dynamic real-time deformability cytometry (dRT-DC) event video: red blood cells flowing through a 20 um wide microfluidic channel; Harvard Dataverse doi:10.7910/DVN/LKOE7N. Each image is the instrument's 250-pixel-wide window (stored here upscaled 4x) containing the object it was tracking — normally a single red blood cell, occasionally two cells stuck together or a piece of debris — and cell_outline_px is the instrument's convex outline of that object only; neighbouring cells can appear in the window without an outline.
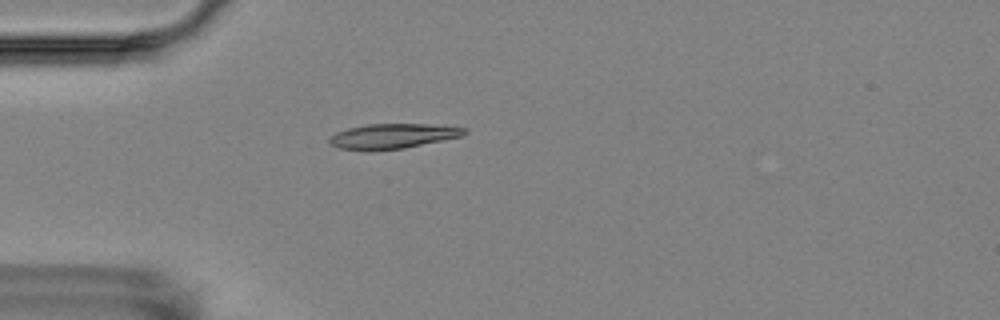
{"species": "Egyptian fruit bat (a non-hibernating species)", "species_latin": "Rousettus aegyptiacus", "temperature_condition": "room temperature", "stored_images_in_passage": 3, "camera_frame_rate_fps": 3000, "um_per_image_px": 0.085, "animal": {"sex": "female"}, "frame": {"image": 1, "passage_image": 2, "time_ms": 1.333, "image_size_px": [1000, 320], "cell_outline_px": [[468, 132], [460, 136], [404, 148], [372, 152], [368, 152], [340, 148], [332, 144], [328, 140], [336, 132], [348, 128], [368, 124], [428, 124], [468, 128]], "centroid_in_image_um": [33.35, 11.58], "position_along_channel_um": 51.6, "area_um2": 19.65}}